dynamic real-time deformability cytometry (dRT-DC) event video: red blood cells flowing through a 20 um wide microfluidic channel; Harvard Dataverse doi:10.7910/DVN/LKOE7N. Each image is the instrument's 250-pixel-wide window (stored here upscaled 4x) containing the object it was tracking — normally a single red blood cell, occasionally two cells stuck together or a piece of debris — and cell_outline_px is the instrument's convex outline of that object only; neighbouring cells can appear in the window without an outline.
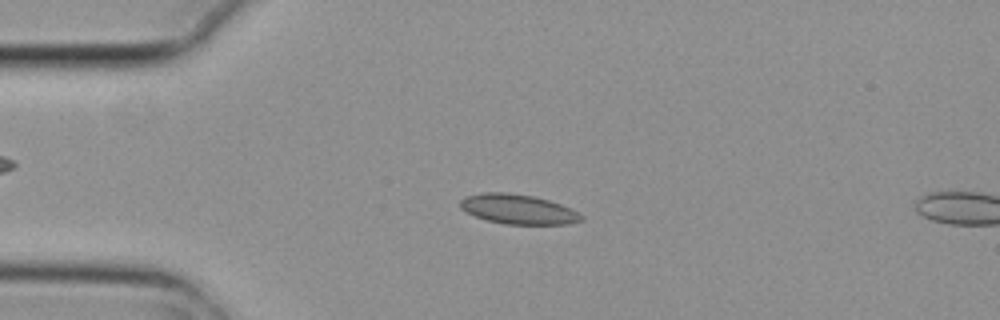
{"species": "common noctule bat (a hibernating species)", "species_latin": "Nyctalus noctula", "temperature_condition": "cold", "stored_images_in_passage": 5, "camera_frame_rate_fps": 3000, "um_per_image_px": 0.085, "animal": {"sex": "female", "body_mass_g": 29.2, "forearm_length_mm": 56.3}, "frame": {"image": 1, "passage_image": 4, "time_ms": 1.0, "image_size_px": [1000, 320], "cell_outline_px": [[584, 220], [568, 224], [504, 224], [488, 220], [476, 216], [460, 208], [460, 200], [464, 196], [480, 192], [508, 192], [532, 196], [548, 200], [560, 204], [584, 216]], "centroid_in_image_um": [44.01, 17.77], "position_along_channel_um": 41.0, "area_um2": 20.87}}